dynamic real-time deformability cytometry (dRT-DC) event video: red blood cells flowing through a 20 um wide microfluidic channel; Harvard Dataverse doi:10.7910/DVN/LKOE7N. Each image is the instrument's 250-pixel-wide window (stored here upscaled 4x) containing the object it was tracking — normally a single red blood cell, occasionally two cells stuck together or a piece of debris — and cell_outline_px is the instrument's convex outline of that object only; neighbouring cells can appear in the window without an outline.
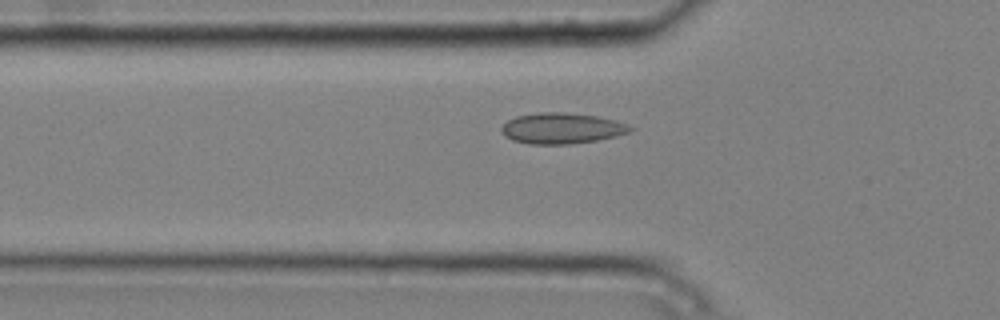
{"species": "common noctule bat (a hibernating species)", "species_latin": "Nyctalus noctula", "temperature_condition": "cold", "stored_images_in_passage": 5, "camera_frame_rate_fps": 3000, "um_per_image_px": 0.085, "animal": {"sex": "male", "body_mass_g": 20.4}, "frame": {"image": 1, "passage_image": 5, "time_ms": 1.333, "image_size_px": [1000, 320], "cell_outline_px": [[636, 128], [628, 132], [616, 136], [596, 140], [568, 144], [528, 144], [512, 140], [504, 136], [500, 132], [500, 128], [508, 120], [516, 116], [540, 112], [564, 112], [596, 116], [616, 120], [628, 124]], "centroid_in_image_um": [47.73, 10.9], "position_along_channel_um": 78.1, "area_um2": 23.24}}